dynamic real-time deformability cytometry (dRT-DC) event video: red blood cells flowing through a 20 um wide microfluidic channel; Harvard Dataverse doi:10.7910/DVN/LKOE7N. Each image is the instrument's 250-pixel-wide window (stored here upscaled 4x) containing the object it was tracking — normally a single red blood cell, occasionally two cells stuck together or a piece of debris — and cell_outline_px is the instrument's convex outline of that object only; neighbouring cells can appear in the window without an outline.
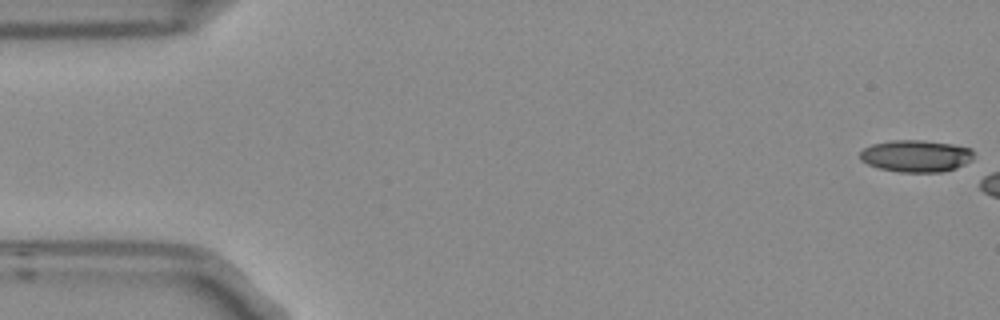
{"species": "Egyptian fruit bat (a non-hibernating species)", "species_latin": "Rousettus aegyptiacus", "temperature_condition": "room temperature", "stored_images_in_passage": 4, "camera_frame_rate_fps": 3000, "um_per_image_px": 0.085, "frame": {"image": 1, "passage_image": 1, "time_ms": 0.0, "image_size_px": [1000, 320], "cell_outline_px": [[972, 160], [956, 168], [940, 172], [900, 172], [876, 168], [860, 160], [860, 152], [864, 148], [872, 144], [892, 140], [924, 140], [952, 144], [972, 148]], "centroid_in_image_um": [77.84, 13.26], "position_along_channel_um": 7.2, "area_um2": 21.27}}